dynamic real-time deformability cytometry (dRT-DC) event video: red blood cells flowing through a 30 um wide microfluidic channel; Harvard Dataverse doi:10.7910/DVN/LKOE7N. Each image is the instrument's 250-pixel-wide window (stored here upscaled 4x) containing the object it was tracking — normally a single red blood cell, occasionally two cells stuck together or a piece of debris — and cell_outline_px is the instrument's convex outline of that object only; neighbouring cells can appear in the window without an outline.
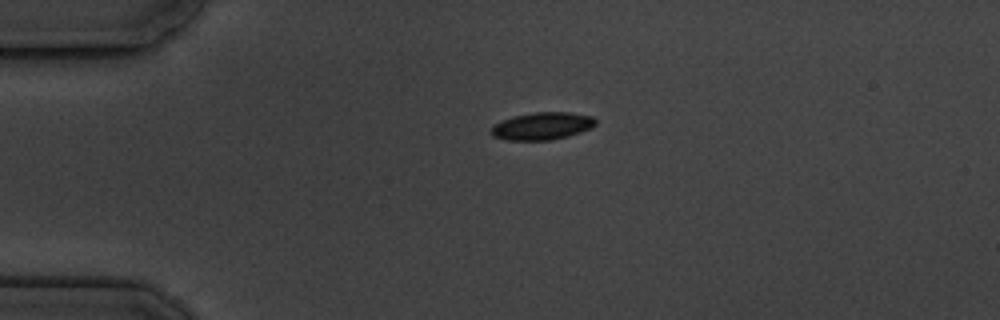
{"species": "common noctule bat (a hibernating species)", "species_latin": "Nyctalus noctula", "temperature_condition": "cold", "stored_images_in_passage": 2, "camera_frame_rate_fps": 3000, "um_per_image_px": 0.085, "animal": {"sex": "male", "body_mass_g": 19.5, "forearm_length_mm": 54.6}, "frame": {"image": 1, "passage_image": 1, "time_ms": 0.0, "image_size_px": [1000, 320], "cell_outline_px": [[596, 124], [592, 128], [568, 136], [552, 140], [508, 140], [492, 136], [492, 128], [496, 124], [512, 116], [536, 112], [568, 112], [592, 116], [596, 120]], "centroid_in_image_um": [46.13, 10.71], "position_along_channel_um": 38.9, "area_um2": 16.59}}